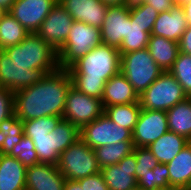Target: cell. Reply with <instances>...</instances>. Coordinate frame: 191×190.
Listing matches in <instances>:
<instances>
[{
  "label": "cell",
  "mask_w": 191,
  "mask_h": 190,
  "mask_svg": "<svg viewBox=\"0 0 191 190\" xmlns=\"http://www.w3.org/2000/svg\"><path fill=\"white\" fill-rule=\"evenodd\" d=\"M154 190H177V189H175V188L169 186V187L157 188V189H154Z\"/></svg>",
  "instance_id": "7dc6e473"
},
{
  "label": "cell",
  "mask_w": 191,
  "mask_h": 190,
  "mask_svg": "<svg viewBox=\"0 0 191 190\" xmlns=\"http://www.w3.org/2000/svg\"><path fill=\"white\" fill-rule=\"evenodd\" d=\"M74 21L102 27L108 6L101 0H58Z\"/></svg>",
  "instance_id": "2e32d148"
},
{
  "label": "cell",
  "mask_w": 191,
  "mask_h": 190,
  "mask_svg": "<svg viewBox=\"0 0 191 190\" xmlns=\"http://www.w3.org/2000/svg\"><path fill=\"white\" fill-rule=\"evenodd\" d=\"M35 145L39 163H48L57 165L59 154L56 152L55 131L42 137L30 138Z\"/></svg>",
  "instance_id": "4dcf8cb0"
},
{
  "label": "cell",
  "mask_w": 191,
  "mask_h": 190,
  "mask_svg": "<svg viewBox=\"0 0 191 190\" xmlns=\"http://www.w3.org/2000/svg\"><path fill=\"white\" fill-rule=\"evenodd\" d=\"M103 113L104 107L101 99L90 97L75 87H70L65 102L63 119L81 129Z\"/></svg>",
  "instance_id": "30bf717a"
},
{
  "label": "cell",
  "mask_w": 191,
  "mask_h": 190,
  "mask_svg": "<svg viewBox=\"0 0 191 190\" xmlns=\"http://www.w3.org/2000/svg\"><path fill=\"white\" fill-rule=\"evenodd\" d=\"M143 3H147L152 6L158 14L169 11L177 4L174 0H124L123 6L127 10H132L140 7Z\"/></svg>",
  "instance_id": "74e56055"
},
{
  "label": "cell",
  "mask_w": 191,
  "mask_h": 190,
  "mask_svg": "<svg viewBox=\"0 0 191 190\" xmlns=\"http://www.w3.org/2000/svg\"><path fill=\"white\" fill-rule=\"evenodd\" d=\"M149 37L150 33L144 31V27L129 19L127 36L123 39L121 46L118 49L120 55L147 48Z\"/></svg>",
  "instance_id": "f1b7e54d"
},
{
  "label": "cell",
  "mask_w": 191,
  "mask_h": 190,
  "mask_svg": "<svg viewBox=\"0 0 191 190\" xmlns=\"http://www.w3.org/2000/svg\"><path fill=\"white\" fill-rule=\"evenodd\" d=\"M176 3L181 4L182 2H184L185 0H174Z\"/></svg>",
  "instance_id": "c3c4849f"
},
{
  "label": "cell",
  "mask_w": 191,
  "mask_h": 190,
  "mask_svg": "<svg viewBox=\"0 0 191 190\" xmlns=\"http://www.w3.org/2000/svg\"><path fill=\"white\" fill-rule=\"evenodd\" d=\"M26 170L17 158L0 154V190H26Z\"/></svg>",
  "instance_id": "44dd1931"
},
{
  "label": "cell",
  "mask_w": 191,
  "mask_h": 190,
  "mask_svg": "<svg viewBox=\"0 0 191 190\" xmlns=\"http://www.w3.org/2000/svg\"><path fill=\"white\" fill-rule=\"evenodd\" d=\"M12 62L28 69H58V55L37 33H29L18 45L4 49Z\"/></svg>",
  "instance_id": "3957f363"
},
{
  "label": "cell",
  "mask_w": 191,
  "mask_h": 190,
  "mask_svg": "<svg viewBox=\"0 0 191 190\" xmlns=\"http://www.w3.org/2000/svg\"><path fill=\"white\" fill-rule=\"evenodd\" d=\"M58 0H16L8 13L29 33H36Z\"/></svg>",
  "instance_id": "7c38bea8"
},
{
  "label": "cell",
  "mask_w": 191,
  "mask_h": 190,
  "mask_svg": "<svg viewBox=\"0 0 191 190\" xmlns=\"http://www.w3.org/2000/svg\"><path fill=\"white\" fill-rule=\"evenodd\" d=\"M188 25H191V0H185L181 3Z\"/></svg>",
  "instance_id": "7bdbcfd3"
},
{
  "label": "cell",
  "mask_w": 191,
  "mask_h": 190,
  "mask_svg": "<svg viewBox=\"0 0 191 190\" xmlns=\"http://www.w3.org/2000/svg\"><path fill=\"white\" fill-rule=\"evenodd\" d=\"M133 141H121L97 147L94 150L99 167L118 164L124 157L133 152Z\"/></svg>",
  "instance_id": "484cf974"
},
{
  "label": "cell",
  "mask_w": 191,
  "mask_h": 190,
  "mask_svg": "<svg viewBox=\"0 0 191 190\" xmlns=\"http://www.w3.org/2000/svg\"><path fill=\"white\" fill-rule=\"evenodd\" d=\"M9 156L17 158L25 167L39 163L35 145L33 141L25 135L21 141L13 147Z\"/></svg>",
  "instance_id": "e575fe53"
},
{
  "label": "cell",
  "mask_w": 191,
  "mask_h": 190,
  "mask_svg": "<svg viewBox=\"0 0 191 190\" xmlns=\"http://www.w3.org/2000/svg\"><path fill=\"white\" fill-rule=\"evenodd\" d=\"M80 139L91 149L121 141H133L130 130L120 127L104 113L80 129Z\"/></svg>",
  "instance_id": "9c48e42d"
},
{
  "label": "cell",
  "mask_w": 191,
  "mask_h": 190,
  "mask_svg": "<svg viewBox=\"0 0 191 190\" xmlns=\"http://www.w3.org/2000/svg\"><path fill=\"white\" fill-rule=\"evenodd\" d=\"M74 19L58 2L36 32L55 51L65 43Z\"/></svg>",
  "instance_id": "4fadbf2b"
},
{
  "label": "cell",
  "mask_w": 191,
  "mask_h": 190,
  "mask_svg": "<svg viewBox=\"0 0 191 190\" xmlns=\"http://www.w3.org/2000/svg\"><path fill=\"white\" fill-rule=\"evenodd\" d=\"M107 6H121L124 0H101Z\"/></svg>",
  "instance_id": "ee69618b"
},
{
  "label": "cell",
  "mask_w": 191,
  "mask_h": 190,
  "mask_svg": "<svg viewBox=\"0 0 191 190\" xmlns=\"http://www.w3.org/2000/svg\"><path fill=\"white\" fill-rule=\"evenodd\" d=\"M166 112L169 131L191 141V97H187Z\"/></svg>",
  "instance_id": "cb8c5ba5"
},
{
  "label": "cell",
  "mask_w": 191,
  "mask_h": 190,
  "mask_svg": "<svg viewBox=\"0 0 191 190\" xmlns=\"http://www.w3.org/2000/svg\"><path fill=\"white\" fill-rule=\"evenodd\" d=\"M62 119L63 117L60 116H46L23 121L24 135L29 138L46 136Z\"/></svg>",
  "instance_id": "836d02e7"
},
{
  "label": "cell",
  "mask_w": 191,
  "mask_h": 190,
  "mask_svg": "<svg viewBox=\"0 0 191 190\" xmlns=\"http://www.w3.org/2000/svg\"><path fill=\"white\" fill-rule=\"evenodd\" d=\"M63 190H84L82 189L80 183L77 180L66 179Z\"/></svg>",
  "instance_id": "b9f144b4"
},
{
  "label": "cell",
  "mask_w": 191,
  "mask_h": 190,
  "mask_svg": "<svg viewBox=\"0 0 191 190\" xmlns=\"http://www.w3.org/2000/svg\"><path fill=\"white\" fill-rule=\"evenodd\" d=\"M188 23L181 4H176L169 11L158 14L151 35L165 37L179 43Z\"/></svg>",
  "instance_id": "ac0fdd59"
},
{
  "label": "cell",
  "mask_w": 191,
  "mask_h": 190,
  "mask_svg": "<svg viewBox=\"0 0 191 190\" xmlns=\"http://www.w3.org/2000/svg\"><path fill=\"white\" fill-rule=\"evenodd\" d=\"M14 114V92L0 87V123Z\"/></svg>",
  "instance_id": "f35d334b"
},
{
  "label": "cell",
  "mask_w": 191,
  "mask_h": 190,
  "mask_svg": "<svg viewBox=\"0 0 191 190\" xmlns=\"http://www.w3.org/2000/svg\"><path fill=\"white\" fill-rule=\"evenodd\" d=\"M169 72L182 86L187 97H191V55L179 51Z\"/></svg>",
  "instance_id": "f546056e"
},
{
  "label": "cell",
  "mask_w": 191,
  "mask_h": 190,
  "mask_svg": "<svg viewBox=\"0 0 191 190\" xmlns=\"http://www.w3.org/2000/svg\"><path fill=\"white\" fill-rule=\"evenodd\" d=\"M24 136V123L15 114L0 123V154L9 155Z\"/></svg>",
  "instance_id": "d4e9b609"
},
{
  "label": "cell",
  "mask_w": 191,
  "mask_h": 190,
  "mask_svg": "<svg viewBox=\"0 0 191 190\" xmlns=\"http://www.w3.org/2000/svg\"><path fill=\"white\" fill-rule=\"evenodd\" d=\"M84 190H109L100 172L77 180Z\"/></svg>",
  "instance_id": "ab89813d"
},
{
  "label": "cell",
  "mask_w": 191,
  "mask_h": 190,
  "mask_svg": "<svg viewBox=\"0 0 191 190\" xmlns=\"http://www.w3.org/2000/svg\"><path fill=\"white\" fill-rule=\"evenodd\" d=\"M101 43V33L98 27L74 21L65 43L57 51L59 68H70L77 60Z\"/></svg>",
  "instance_id": "5b68a950"
},
{
  "label": "cell",
  "mask_w": 191,
  "mask_h": 190,
  "mask_svg": "<svg viewBox=\"0 0 191 190\" xmlns=\"http://www.w3.org/2000/svg\"><path fill=\"white\" fill-rule=\"evenodd\" d=\"M133 153L137 162L135 171L136 180L140 178V173L150 172L151 169H154L159 164L152 152L146 147H134Z\"/></svg>",
  "instance_id": "8d00e7d4"
},
{
  "label": "cell",
  "mask_w": 191,
  "mask_h": 190,
  "mask_svg": "<svg viewBox=\"0 0 191 190\" xmlns=\"http://www.w3.org/2000/svg\"><path fill=\"white\" fill-rule=\"evenodd\" d=\"M141 109L139 102L125 105H112L104 107V114L120 127H124L133 132Z\"/></svg>",
  "instance_id": "4316f807"
},
{
  "label": "cell",
  "mask_w": 191,
  "mask_h": 190,
  "mask_svg": "<svg viewBox=\"0 0 191 190\" xmlns=\"http://www.w3.org/2000/svg\"><path fill=\"white\" fill-rule=\"evenodd\" d=\"M57 168L68 180H79L101 170L94 150L80 138L59 155Z\"/></svg>",
  "instance_id": "52a82bcc"
},
{
  "label": "cell",
  "mask_w": 191,
  "mask_h": 190,
  "mask_svg": "<svg viewBox=\"0 0 191 190\" xmlns=\"http://www.w3.org/2000/svg\"><path fill=\"white\" fill-rule=\"evenodd\" d=\"M166 165L169 186L177 190H191V141Z\"/></svg>",
  "instance_id": "ffe728a7"
},
{
  "label": "cell",
  "mask_w": 191,
  "mask_h": 190,
  "mask_svg": "<svg viewBox=\"0 0 191 190\" xmlns=\"http://www.w3.org/2000/svg\"><path fill=\"white\" fill-rule=\"evenodd\" d=\"M16 0H0V6L4 7L7 11L13 6Z\"/></svg>",
  "instance_id": "f6af8a7d"
},
{
  "label": "cell",
  "mask_w": 191,
  "mask_h": 190,
  "mask_svg": "<svg viewBox=\"0 0 191 190\" xmlns=\"http://www.w3.org/2000/svg\"><path fill=\"white\" fill-rule=\"evenodd\" d=\"M103 107L139 102V96L127 78L119 72L105 84L101 97Z\"/></svg>",
  "instance_id": "d6986e66"
},
{
  "label": "cell",
  "mask_w": 191,
  "mask_h": 190,
  "mask_svg": "<svg viewBox=\"0 0 191 190\" xmlns=\"http://www.w3.org/2000/svg\"><path fill=\"white\" fill-rule=\"evenodd\" d=\"M179 51L191 55V25H188L186 31L182 34L179 41Z\"/></svg>",
  "instance_id": "60d3db41"
},
{
  "label": "cell",
  "mask_w": 191,
  "mask_h": 190,
  "mask_svg": "<svg viewBox=\"0 0 191 190\" xmlns=\"http://www.w3.org/2000/svg\"><path fill=\"white\" fill-rule=\"evenodd\" d=\"M71 86L68 70L58 68L41 81L14 93V114L22 121L46 116L63 117Z\"/></svg>",
  "instance_id": "6da1fadb"
},
{
  "label": "cell",
  "mask_w": 191,
  "mask_h": 190,
  "mask_svg": "<svg viewBox=\"0 0 191 190\" xmlns=\"http://www.w3.org/2000/svg\"><path fill=\"white\" fill-rule=\"evenodd\" d=\"M120 68L118 48L101 43L67 70L73 87L90 97L101 99L106 82L118 74Z\"/></svg>",
  "instance_id": "7a4b0ae2"
},
{
  "label": "cell",
  "mask_w": 191,
  "mask_h": 190,
  "mask_svg": "<svg viewBox=\"0 0 191 190\" xmlns=\"http://www.w3.org/2000/svg\"><path fill=\"white\" fill-rule=\"evenodd\" d=\"M166 111L141 109L132 132L134 147L148 148L154 141L168 132Z\"/></svg>",
  "instance_id": "8fae6325"
},
{
  "label": "cell",
  "mask_w": 191,
  "mask_h": 190,
  "mask_svg": "<svg viewBox=\"0 0 191 190\" xmlns=\"http://www.w3.org/2000/svg\"><path fill=\"white\" fill-rule=\"evenodd\" d=\"M136 165L135 154L132 152L118 164L103 167L100 173L109 190H132L137 187Z\"/></svg>",
  "instance_id": "9a60e30c"
},
{
  "label": "cell",
  "mask_w": 191,
  "mask_h": 190,
  "mask_svg": "<svg viewBox=\"0 0 191 190\" xmlns=\"http://www.w3.org/2000/svg\"><path fill=\"white\" fill-rule=\"evenodd\" d=\"M129 12L130 21H135L144 27V31L151 34L155 20L158 17V12L147 3H143L140 7L129 10Z\"/></svg>",
  "instance_id": "d590c367"
},
{
  "label": "cell",
  "mask_w": 191,
  "mask_h": 190,
  "mask_svg": "<svg viewBox=\"0 0 191 190\" xmlns=\"http://www.w3.org/2000/svg\"><path fill=\"white\" fill-rule=\"evenodd\" d=\"M53 130L56 152L59 155L80 138V129L65 119H62Z\"/></svg>",
  "instance_id": "d6a6232c"
},
{
  "label": "cell",
  "mask_w": 191,
  "mask_h": 190,
  "mask_svg": "<svg viewBox=\"0 0 191 190\" xmlns=\"http://www.w3.org/2000/svg\"><path fill=\"white\" fill-rule=\"evenodd\" d=\"M29 32L9 13L0 21V50L18 45Z\"/></svg>",
  "instance_id": "83f0119b"
},
{
  "label": "cell",
  "mask_w": 191,
  "mask_h": 190,
  "mask_svg": "<svg viewBox=\"0 0 191 190\" xmlns=\"http://www.w3.org/2000/svg\"><path fill=\"white\" fill-rule=\"evenodd\" d=\"M129 19L130 12L123 5L108 6L100 28L102 43L119 49L123 39L127 36Z\"/></svg>",
  "instance_id": "5bb4252c"
},
{
  "label": "cell",
  "mask_w": 191,
  "mask_h": 190,
  "mask_svg": "<svg viewBox=\"0 0 191 190\" xmlns=\"http://www.w3.org/2000/svg\"><path fill=\"white\" fill-rule=\"evenodd\" d=\"M137 186L145 190L169 187V170L167 165L159 163L150 172L140 173Z\"/></svg>",
  "instance_id": "1f68e13d"
},
{
  "label": "cell",
  "mask_w": 191,
  "mask_h": 190,
  "mask_svg": "<svg viewBox=\"0 0 191 190\" xmlns=\"http://www.w3.org/2000/svg\"><path fill=\"white\" fill-rule=\"evenodd\" d=\"M7 13H8V11H7L4 7L0 6V21L2 20V18H3Z\"/></svg>",
  "instance_id": "bcb514c9"
},
{
  "label": "cell",
  "mask_w": 191,
  "mask_h": 190,
  "mask_svg": "<svg viewBox=\"0 0 191 190\" xmlns=\"http://www.w3.org/2000/svg\"><path fill=\"white\" fill-rule=\"evenodd\" d=\"M120 72L140 96L162 73L163 70L151 57L147 48L123 53Z\"/></svg>",
  "instance_id": "277c9868"
},
{
  "label": "cell",
  "mask_w": 191,
  "mask_h": 190,
  "mask_svg": "<svg viewBox=\"0 0 191 190\" xmlns=\"http://www.w3.org/2000/svg\"><path fill=\"white\" fill-rule=\"evenodd\" d=\"M65 181L54 164L38 163L26 170V190H63Z\"/></svg>",
  "instance_id": "e0dca14e"
},
{
  "label": "cell",
  "mask_w": 191,
  "mask_h": 190,
  "mask_svg": "<svg viewBox=\"0 0 191 190\" xmlns=\"http://www.w3.org/2000/svg\"><path fill=\"white\" fill-rule=\"evenodd\" d=\"M132 190H145V189H142V188L137 186V187L133 188Z\"/></svg>",
  "instance_id": "681fc988"
},
{
  "label": "cell",
  "mask_w": 191,
  "mask_h": 190,
  "mask_svg": "<svg viewBox=\"0 0 191 190\" xmlns=\"http://www.w3.org/2000/svg\"><path fill=\"white\" fill-rule=\"evenodd\" d=\"M185 137L168 131L154 141L148 149L152 152L158 163L167 164L189 143Z\"/></svg>",
  "instance_id": "7402d4cb"
},
{
  "label": "cell",
  "mask_w": 191,
  "mask_h": 190,
  "mask_svg": "<svg viewBox=\"0 0 191 190\" xmlns=\"http://www.w3.org/2000/svg\"><path fill=\"white\" fill-rule=\"evenodd\" d=\"M147 49L157 65L165 72L171 69L177 58L179 43L150 34Z\"/></svg>",
  "instance_id": "603a6c76"
},
{
  "label": "cell",
  "mask_w": 191,
  "mask_h": 190,
  "mask_svg": "<svg viewBox=\"0 0 191 190\" xmlns=\"http://www.w3.org/2000/svg\"><path fill=\"white\" fill-rule=\"evenodd\" d=\"M186 98L182 86L165 71L139 96V103L142 109L167 111Z\"/></svg>",
  "instance_id": "8992f818"
},
{
  "label": "cell",
  "mask_w": 191,
  "mask_h": 190,
  "mask_svg": "<svg viewBox=\"0 0 191 190\" xmlns=\"http://www.w3.org/2000/svg\"><path fill=\"white\" fill-rule=\"evenodd\" d=\"M57 69H28L27 65L12 62L5 50H0V87L17 92L41 81Z\"/></svg>",
  "instance_id": "ba28073f"
}]
</instances>
